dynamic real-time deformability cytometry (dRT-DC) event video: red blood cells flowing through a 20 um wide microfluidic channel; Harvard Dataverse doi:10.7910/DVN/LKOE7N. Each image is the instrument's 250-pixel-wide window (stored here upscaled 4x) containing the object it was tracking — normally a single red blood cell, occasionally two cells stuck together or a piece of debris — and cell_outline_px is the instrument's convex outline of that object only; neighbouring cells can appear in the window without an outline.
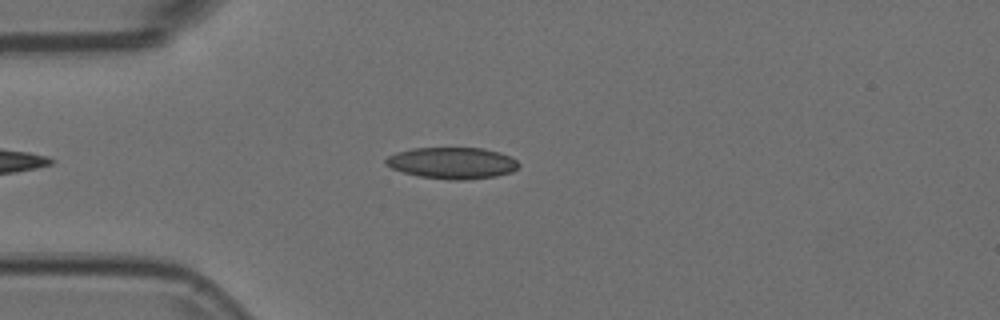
{"species": "Egyptian fruit bat (a non-hibernating species)", "species_latin": "Rousettus aegyptiacus", "temperature_condition": "room temperature", "stored_images_in_passage": 40, "camera_frame_rate_fps": 3000, "um_per_image_px": 0.085, "animal": {"sex": "female"}, "frame": {"image": 1, "passage_image": 8, "time_ms": 2.333, "image_size_px": [1000, 320], "cell_outline_px": [[520, 164], [512, 172], [496, 176], [464, 180], [448, 180], [420, 176], [404, 172], [392, 168], [384, 164], [384, 160], [388, 156], [396, 152], [412, 148], [484, 148], [508, 156], [516, 160]], "centroid_in_image_um": [38.41, 13.86], "position_along_channel_um": 46.6, "area_um2": 24.28}}
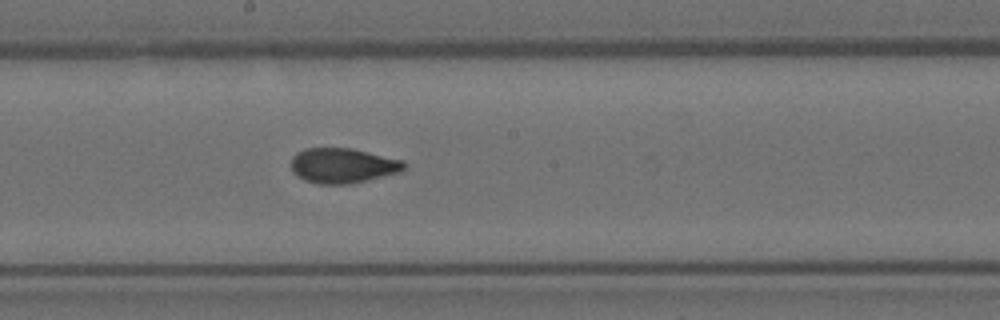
{"frame": {"image": 2, "passage_image": 23, "time_ms": 7.333, "image_size_px": [1000, 320], "cell_outline_px": [[404, 168], [400, 172], [352, 184], [320, 184], [304, 180], [296, 176], [292, 172], [292, 156], [296, 152], [304, 148], [352, 148], [404, 160]], "centroid_in_image_um": [29.11, 14.07], "position_along_channel_um": 219.1, "area_um2": 23.24}}
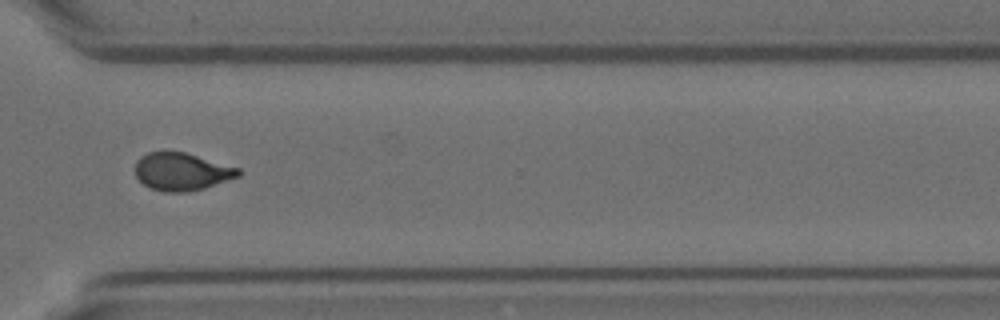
{"frame": {"image": 3, "passage_image": 34, "time_ms": 11.0, "image_size_px": [1000, 320], "cell_outline_px": [[240, 176], [204, 188], [188, 192], [164, 192], [152, 188], [144, 184], [136, 176], [136, 160], [140, 156], [148, 152], [184, 152], [240, 168]], "centroid_in_image_um": [15.45, 14.59], "position_along_channel_um": 355.2, "area_um2": 22.48}}